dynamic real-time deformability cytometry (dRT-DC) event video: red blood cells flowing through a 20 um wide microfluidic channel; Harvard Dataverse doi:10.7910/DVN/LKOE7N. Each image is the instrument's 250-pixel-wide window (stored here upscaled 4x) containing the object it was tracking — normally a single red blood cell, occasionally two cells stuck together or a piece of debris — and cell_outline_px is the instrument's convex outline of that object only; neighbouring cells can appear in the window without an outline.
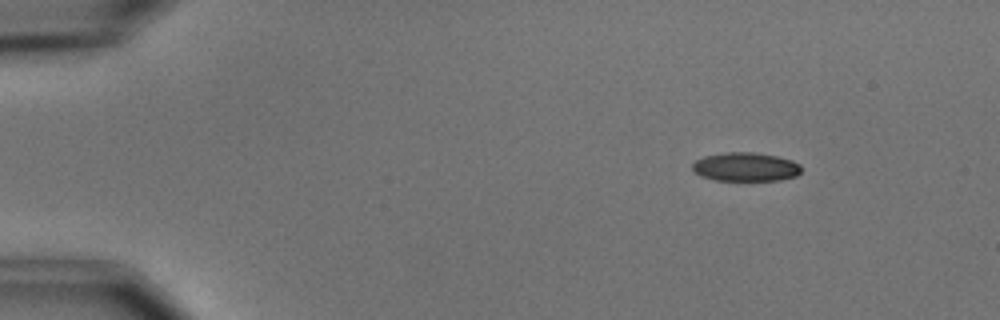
{"species": "common noctule bat (a hibernating species)", "species_latin": "Nyctalus noctula", "temperature_condition": "cold", "stored_images_in_passage": 4, "camera_frame_rate_fps": 3000, "um_per_image_px": 0.085, "animal": {"sex": "male", "body_mass_g": 15.6}, "frame": {"image": 1, "passage_image": 1, "time_ms": 0.0, "image_size_px": [1000, 320], "cell_outline_px": [[800, 172], [796, 176], [780, 180], [716, 180], [700, 176], [692, 172], [692, 164], [696, 160], [704, 156], [724, 152], [756, 152], [776, 156], [792, 160], [800, 164]], "centroid_in_image_um": [63.35, 14.18], "position_along_channel_um": 21.7, "area_um2": 18.38}}
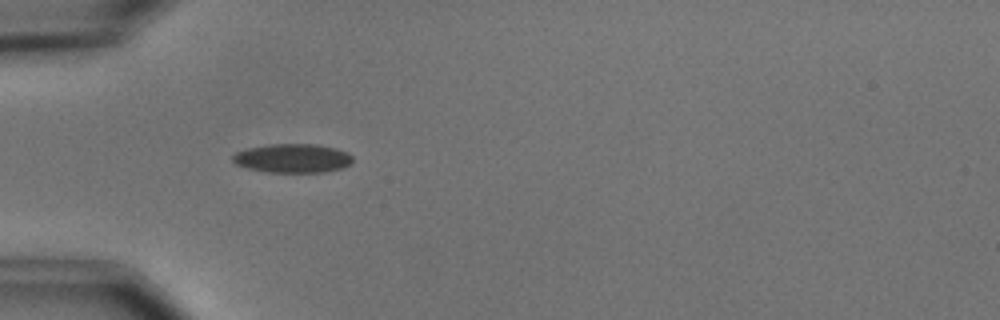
{"frame": {"image": 2, "passage_image": 3, "time_ms": 3.333, "image_size_px": [1000, 320], "cell_outline_px": [[352, 164], [344, 168], [324, 172], [268, 172], [248, 168], [236, 164], [232, 160], [232, 156], [236, 152], [248, 148], [268, 144], [316, 144], [336, 148], [348, 152], [352, 156]], "centroid_in_image_um": [24.91, 13.45], "position_along_channel_um": 60.1, "area_um2": 20.35}}